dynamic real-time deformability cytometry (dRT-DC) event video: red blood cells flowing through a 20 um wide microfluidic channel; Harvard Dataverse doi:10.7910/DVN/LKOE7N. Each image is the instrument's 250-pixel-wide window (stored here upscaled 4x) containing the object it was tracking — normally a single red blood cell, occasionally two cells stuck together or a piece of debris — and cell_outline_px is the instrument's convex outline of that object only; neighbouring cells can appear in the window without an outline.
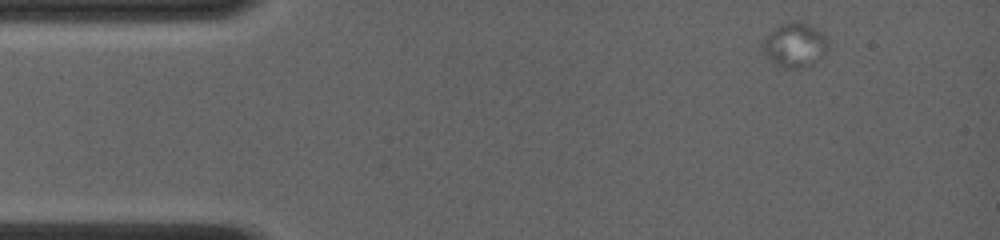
{"species": "common noctule bat (a hibernating species)", "species_latin": "Nyctalus noctula", "temperature_condition": "room temperature", "stored_images_in_passage": 16, "camera_frame_rate_fps": 4000, "um_per_image_px": 0.085, "animal": {"sex": "female", "body_mass_g": 19.0, "forearm_length_mm": 56.7}, "frame": {"image": 1, "passage_image": 1, "time_ms": 0.0, "image_size_px": [1000, 240], "cell_outline_px": [[828, 44], [824, 52], [812, 64], [804, 68], [784, 68], [776, 64], [760, 48], [760, 40], [780, 24], [792, 20], [800, 20], [816, 28], [824, 36]], "centroid_in_image_um": [67.49, 3.79], "position_along_channel_um": 17.5, "area_um2": 16.88}}
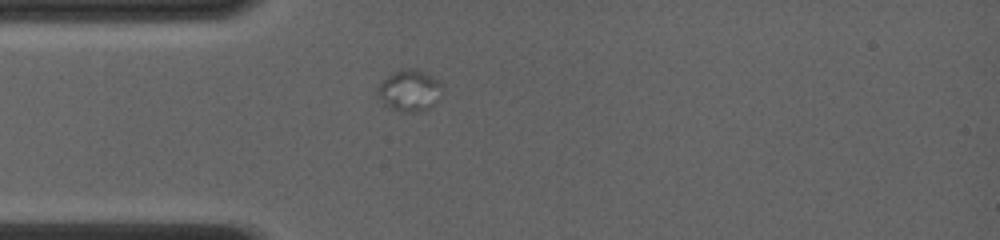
{"frame": {"image": 2, "passage_image": 7, "time_ms": 2.75, "image_size_px": [1000, 240], "cell_outline_px": [[440, 96], [428, 108], [416, 112], [400, 112], [388, 108], [384, 104], [376, 92], [376, 88], [392, 72], [404, 68], [412, 68], [424, 72], [440, 80]], "centroid_in_image_um": [34.77, 7.69], "position_along_channel_um": 50.2, "area_um2": 15.49}}
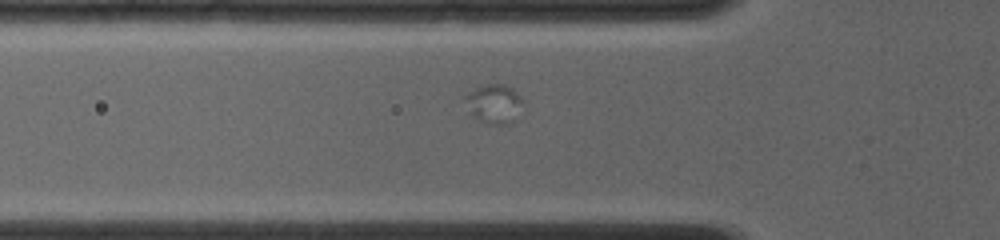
{"frame": {"image": 3, "passage_image": 9, "time_ms": 3.75, "image_size_px": [1000, 240], "cell_outline_px": [[524, 100], [512, 124], [488, 124], [480, 120], [472, 112], [464, 96], [468, 92], [476, 88], [488, 84], [504, 84], [512, 88]], "centroid_in_image_um": [42.05, 8.81], "position_along_channel_um": 83.8, "area_um2": 12.77}}